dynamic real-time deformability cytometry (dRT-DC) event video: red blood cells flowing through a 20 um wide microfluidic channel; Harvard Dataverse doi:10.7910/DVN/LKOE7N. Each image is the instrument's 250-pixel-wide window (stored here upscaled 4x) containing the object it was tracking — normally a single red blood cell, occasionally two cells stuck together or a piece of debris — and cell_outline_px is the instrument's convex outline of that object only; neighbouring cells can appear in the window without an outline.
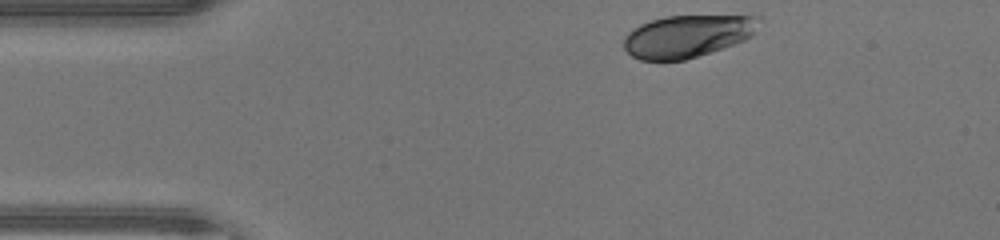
{"species": "human", "species_latin": "Homo sapiens", "temperature_condition": "warm", "stored_images_in_passage": 34, "camera_frame_rate_fps": 3000, "um_per_image_px": 0.085, "donor": {"sex": "male"}, "frame": {"image": 1, "passage_image": 1, "time_ms": 0.0, "image_size_px": [1000, 240], "cell_outline_px": [[764, 20], [752, 36], [744, 40], [684, 60], [640, 60], [632, 56], [624, 48], [624, 36], [632, 28], [640, 24], [664, 16], [760, 16]], "centroid_in_image_um": [58.44, 3.05], "position_along_channel_um": 26.6, "area_um2": 33.29}}
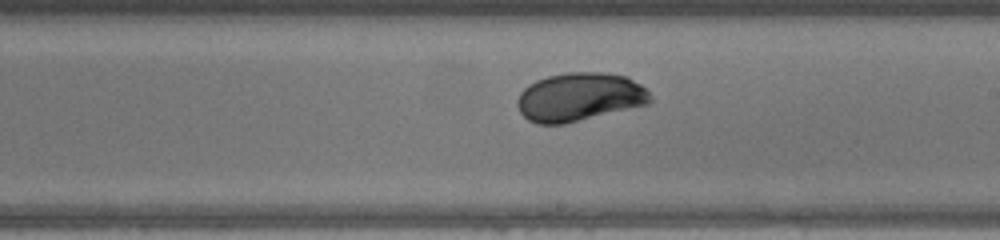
{"frame": {"image": 2, "passage_image": 20, "time_ms": 6.333, "image_size_px": [1000, 240], "cell_outline_px": [[652, 100], [648, 104], [564, 124], [536, 124], [528, 120], [520, 112], [516, 104], [520, 92], [528, 84], [536, 80], [548, 76], [568, 72], [604, 72], [628, 76], [640, 84], [652, 96]], "centroid_in_image_um": [49.25, 8.24], "position_along_channel_um": 239.8, "area_um2": 37.69}}
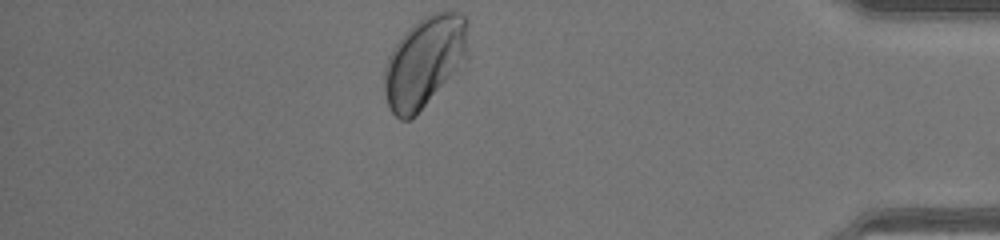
{"frame": {"image": 3, "passage_image": 34, "time_ms": 11.0, "image_size_px": [1000, 240], "cell_outline_px": [[468, 60], [464, 68], [416, 116], [408, 120], [400, 120], [388, 108], [384, 92], [384, 68], [388, 56], [392, 48], [404, 32], [408, 28], [424, 16], [432, 12], [460, 12], [464, 16], [468, 48]], "centroid_in_image_um": [36.1, 5.3], "position_along_channel_um": 399.1, "area_um2": 45.55}, "authors_computed_cell_mechanics": {"area_um2": 36.5585, "velocity_mm_per_s": 4.3545, "shape_relaxation_time_tau1_ms": 2.269, "shape_relaxation_time_tau2_ms": null, "deformation_change_tau1": 0.107, "deformation_change_tau2": null}}